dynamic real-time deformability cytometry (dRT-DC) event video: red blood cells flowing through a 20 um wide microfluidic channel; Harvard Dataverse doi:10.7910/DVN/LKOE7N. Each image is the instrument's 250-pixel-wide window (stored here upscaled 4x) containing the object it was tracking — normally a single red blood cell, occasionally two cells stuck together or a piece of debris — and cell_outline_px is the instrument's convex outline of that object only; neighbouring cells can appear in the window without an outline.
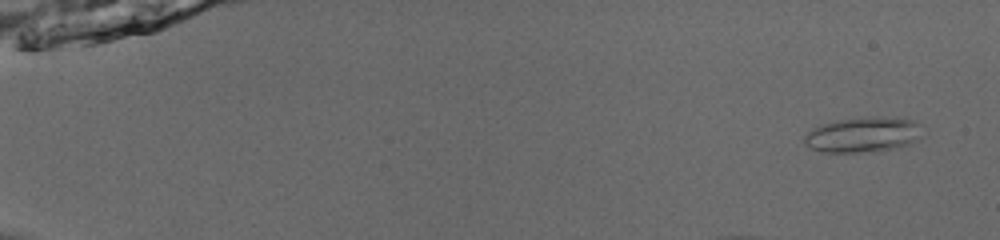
{"species": "common noctule bat (a hibernating species)", "species_latin": "Nyctalus noctula", "temperature_condition": "room temperature", "stored_images_in_passage": 17, "camera_frame_rate_fps": 3000, "um_per_image_px": 0.085, "animal": {"sex": "male", "body_mass_g": 13.0, "forearm_length_mm": 53.1}, "frame": {"image": 1, "passage_image": 3, "time_ms": 0.667, "image_size_px": [1000, 240], "cell_outline_px": [[924, 136], [908, 144], [892, 148], [856, 152], [824, 152], [812, 148], [804, 144], [804, 136], [812, 128], [820, 124], [836, 120], [872, 116], [876, 116], [916, 120], [920, 124]], "centroid_in_image_um": [73.37, 11.42], "position_along_channel_um": 11.6, "area_um2": 24.22}}